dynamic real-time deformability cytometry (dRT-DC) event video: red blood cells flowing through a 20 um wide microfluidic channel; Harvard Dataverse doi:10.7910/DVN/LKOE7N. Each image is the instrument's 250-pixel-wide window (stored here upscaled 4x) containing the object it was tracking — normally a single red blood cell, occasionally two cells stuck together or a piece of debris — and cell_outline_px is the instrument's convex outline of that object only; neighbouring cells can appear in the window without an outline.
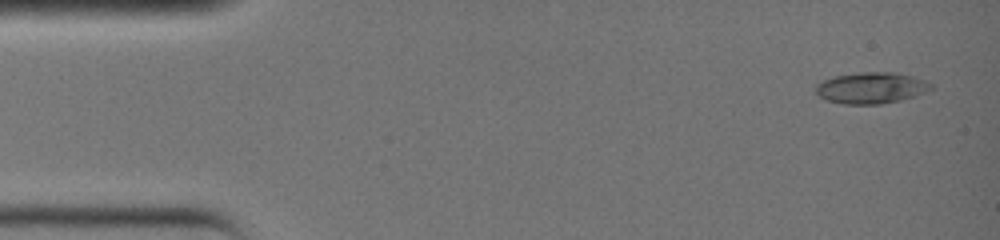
{"species": "common noctule bat (a hibernating species)", "species_latin": "Nyctalus noctula", "temperature_condition": "warm", "stored_images_in_passage": 3, "camera_frame_rate_fps": 3000, "um_per_image_px": 0.085, "animal": {"sex": "female", "body_mass_g": 19.0, "forearm_length_mm": 51.5}, "frame": {"image": 1, "passage_image": 1, "time_ms": 0.0, "image_size_px": [1000, 240], "cell_outline_px": [[932, 88], [924, 92], [912, 96], [896, 100], [876, 104], [848, 104], [828, 100], [820, 96], [816, 92], [816, 84], [832, 76], [860, 72], [892, 72], [912, 76], [924, 80], [932, 84]], "centroid_in_image_um": [74.02, 7.45], "position_along_channel_um": 11.0, "area_um2": 20.52}}